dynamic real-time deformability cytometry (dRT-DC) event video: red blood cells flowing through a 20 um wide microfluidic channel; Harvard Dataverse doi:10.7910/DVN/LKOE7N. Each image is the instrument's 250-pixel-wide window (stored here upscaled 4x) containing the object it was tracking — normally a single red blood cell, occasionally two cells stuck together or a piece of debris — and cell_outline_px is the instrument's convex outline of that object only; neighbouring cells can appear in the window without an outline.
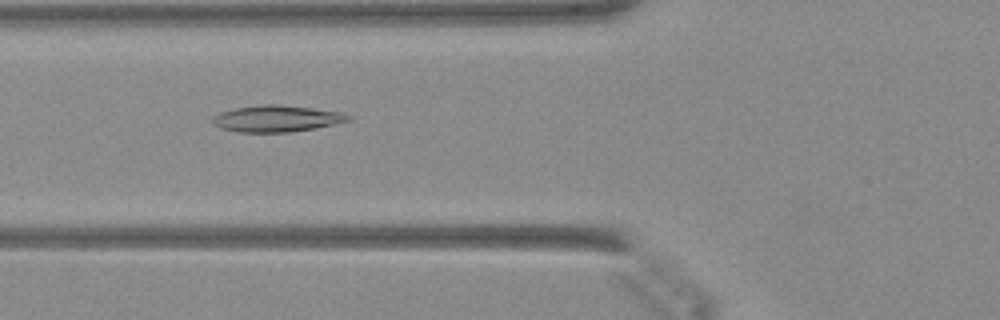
{"species": "Egyptian fruit bat (a non-hibernating species)", "species_latin": "Rousettus aegyptiacus", "temperature_condition": "warm", "stored_images_in_passage": 47, "camera_frame_rate_fps": 3000, "um_per_image_px": 0.085, "animal": {"sex": "female"}, "frame": {"image": 1, "passage_image": 19, "time_ms": 6.0, "image_size_px": [1000, 320], "cell_outline_px": [[352, 120], [316, 128], [288, 132], [240, 132], [220, 128], [212, 124], [212, 116], [220, 112], [236, 108], [260, 104], [276, 104], [312, 108], [344, 112], [352, 116]], "centroid_in_image_um": [23.53, 10.08], "position_along_channel_um": 102.3, "area_um2": 21.1}}
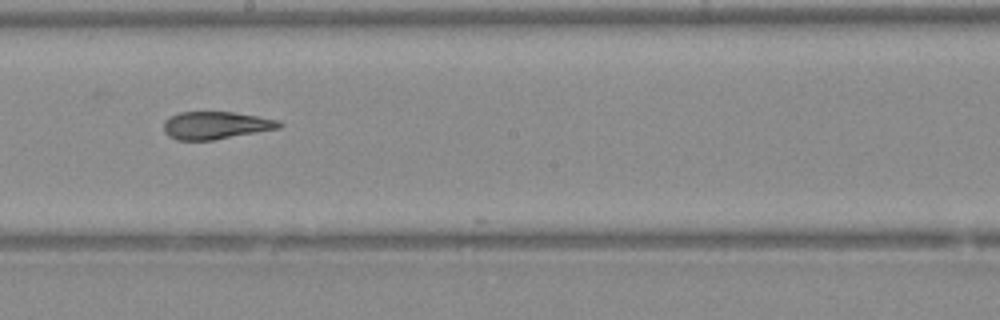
{"frame": {"image": 2, "passage_image": 28, "time_ms": 9.0, "image_size_px": [1000, 320], "cell_outline_px": [[284, 124], [280, 128], [212, 140], [176, 140], [168, 136], [164, 132], [164, 120], [180, 112], [232, 112], [280, 120]], "centroid_in_image_um": [18.34, 10.65], "position_along_channel_um": 229.9, "area_um2": 18.5}}
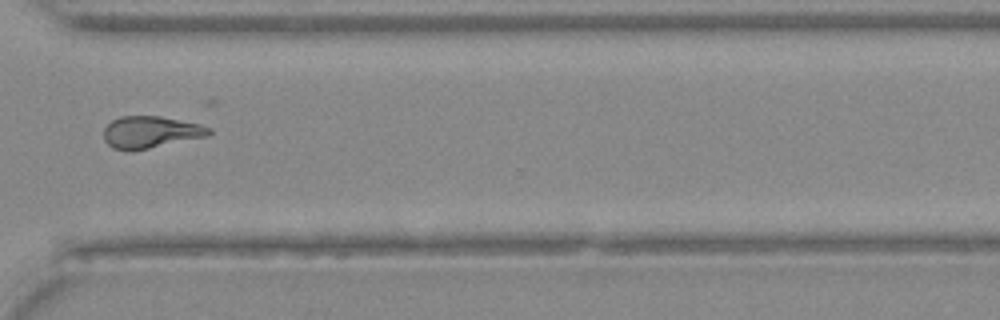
{"frame": {"image": 3, "passage_image": 37, "time_ms": 12.0, "image_size_px": [1000, 320], "cell_outline_px": [[212, 132], [208, 136], [148, 148], [112, 148], [104, 140], [104, 128], [112, 120], [120, 116], [160, 116], [200, 124], [212, 128]], "centroid_in_image_um": [12.84, 11.19], "position_along_channel_um": 357.8, "area_um2": 19.13}}